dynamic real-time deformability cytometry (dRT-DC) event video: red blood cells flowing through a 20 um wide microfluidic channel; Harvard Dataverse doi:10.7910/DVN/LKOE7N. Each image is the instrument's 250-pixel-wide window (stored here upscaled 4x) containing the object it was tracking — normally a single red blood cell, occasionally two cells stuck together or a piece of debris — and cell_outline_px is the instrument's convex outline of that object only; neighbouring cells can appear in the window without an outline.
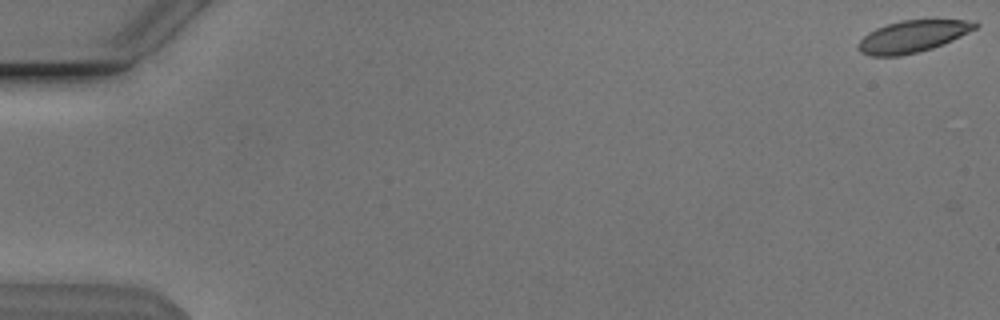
{"species": "Egyptian fruit bat (a non-hibernating species)", "species_latin": "Rousettus aegyptiacus", "temperature_condition": "cold", "stored_images_in_passage": 5, "camera_frame_rate_fps": 3000, "um_per_image_px": 0.085, "animal": {"sex": "male"}, "frame": {"image": 1, "passage_image": 1, "time_ms": 0.0, "image_size_px": [1000, 320], "cell_outline_px": [[980, 24], [976, 28], [952, 40], [932, 48], [900, 56], [872, 56], [860, 52], [856, 48], [856, 44], [868, 32], [876, 28], [900, 20], [964, 20]], "centroid_in_image_um": [77.5, 3.1], "position_along_channel_um": 7.5, "area_um2": 21.5}}